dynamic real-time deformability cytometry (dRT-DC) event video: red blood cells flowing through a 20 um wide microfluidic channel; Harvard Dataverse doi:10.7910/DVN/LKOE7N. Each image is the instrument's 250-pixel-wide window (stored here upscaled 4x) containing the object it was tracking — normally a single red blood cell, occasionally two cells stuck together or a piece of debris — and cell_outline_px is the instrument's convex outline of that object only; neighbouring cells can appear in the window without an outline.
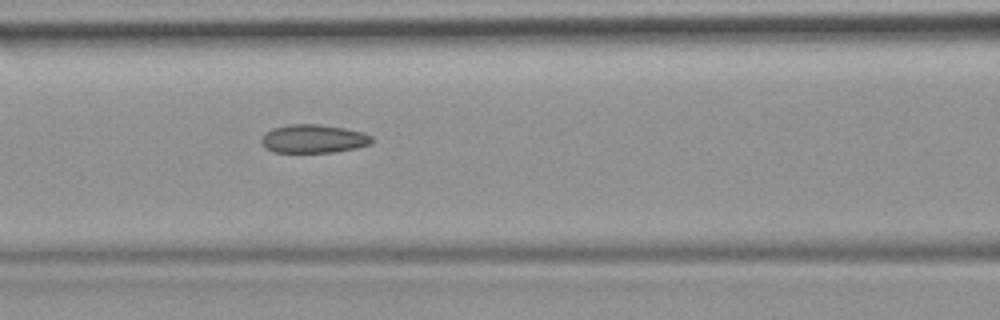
{"species": "common noctule bat (a hibernating species)", "species_latin": "Nyctalus noctula", "temperature_condition": "room temperature", "stored_images_in_passage": 51, "camera_frame_rate_fps": 3000, "um_per_image_px": 0.085, "animal": {"sex": "female", "body_mass_g": 19.9}, "frame": {"image": 1, "passage_image": 22, "time_ms": 7.0, "image_size_px": [1000, 320], "cell_outline_px": [[372, 140], [368, 144], [356, 148], [332, 152], [276, 152], [264, 148], [260, 140], [264, 132], [272, 128], [288, 124], [316, 124], [344, 128], [360, 132], [372, 136]], "centroid_in_image_um": [26.57, 11.79], "position_along_channel_um": 140.0, "area_um2": 18.21}, "authors_computed_cell_mechanics": {"area_um2": 18.6116, "velocity_mm_per_s": 3.983, "shape_relaxation_time_tau1_ms": null, "shape_relaxation_time_tau2_ms": 2.4312, "deformation_change_tau1": null, "deformation_change_tau2": 0.0973}}